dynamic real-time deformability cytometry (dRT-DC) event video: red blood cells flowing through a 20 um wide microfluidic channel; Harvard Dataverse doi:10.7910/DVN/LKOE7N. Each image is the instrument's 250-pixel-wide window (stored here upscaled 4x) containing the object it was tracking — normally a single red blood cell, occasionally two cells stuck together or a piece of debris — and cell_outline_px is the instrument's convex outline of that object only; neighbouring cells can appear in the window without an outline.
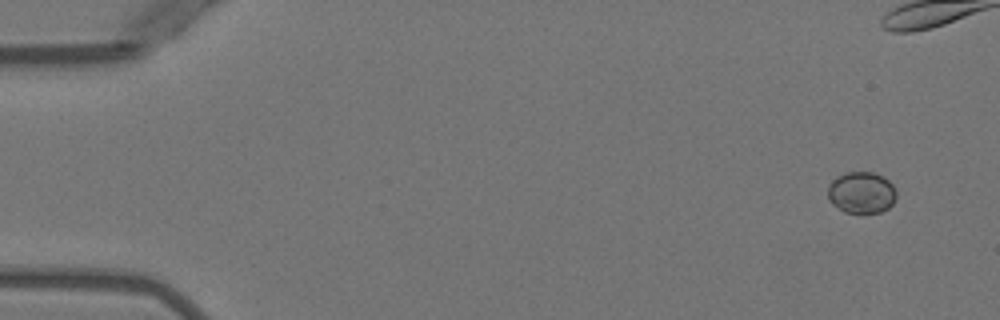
{"species": "Egyptian fruit bat (a non-hibernating species)", "species_latin": "Rousettus aegyptiacus", "temperature_condition": "warm", "stored_images_in_passage": 2, "segment_of_instrument_passage": [2, 2], "camera_frame_rate_fps": 3000, "um_per_image_px": 0.085, "animal": {"sex": "female"}, "frame": {"image": 1, "passage_image": 2, "time_ms": 2.333, "image_size_px": [1000, 320], "cell_outline_px": [[896, 200], [888, 208], [880, 212], [860, 216], [844, 212], [832, 204], [828, 200], [828, 184], [836, 176], [848, 172], [872, 172], [884, 176], [892, 184], [896, 192]], "centroid_in_image_um": [73.21, 16.41], "position_along_channel_um": 11.8, "area_um2": 17.22}}